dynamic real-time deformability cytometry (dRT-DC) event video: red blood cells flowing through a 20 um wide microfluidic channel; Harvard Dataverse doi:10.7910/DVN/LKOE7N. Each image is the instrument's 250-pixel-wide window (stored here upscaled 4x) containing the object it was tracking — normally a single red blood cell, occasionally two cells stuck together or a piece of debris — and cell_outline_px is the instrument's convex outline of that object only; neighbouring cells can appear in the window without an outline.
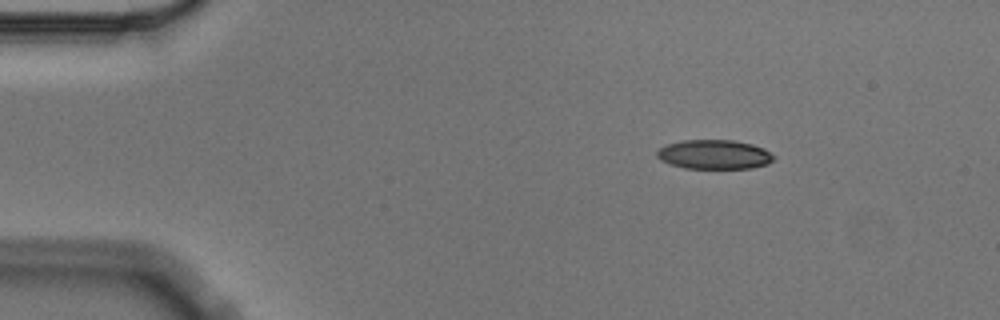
{"species": "Egyptian fruit bat (a non-hibernating species)", "species_latin": "Rousettus aegyptiacus", "temperature_condition": "cold", "stored_images_in_passage": 4, "camera_frame_rate_fps": 3000, "um_per_image_px": 0.085, "animal": {"sex": "male"}, "frame": {"image": 1, "passage_image": 1, "time_ms": 0.0, "image_size_px": [1000, 320], "cell_outline_px": [[776, 156], [768, 164], [752, 168], [684, 168], [660, 160], [656, 156], [656, 152], [660, 148], [668, 144], [680, 140], [732, 140], [752, 144], [764, 148]], "centroid_in_image_um": [60.72, 13.12], "position_along_channel_um": 24.3, "area_um2": 19.94}}
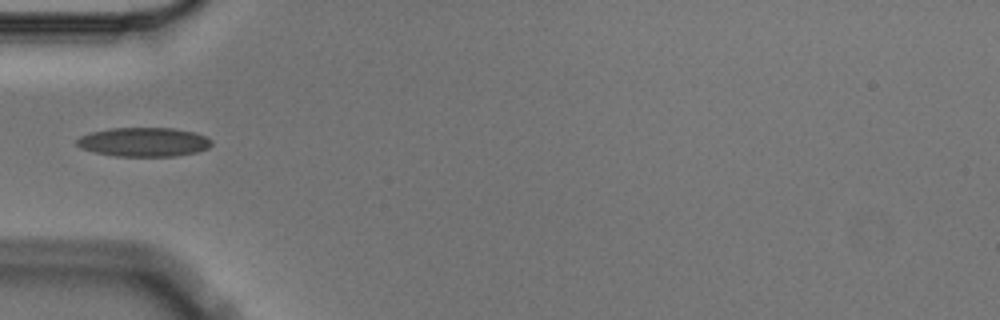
{"frame": {"image": 2, "passage_image": 4, "time_ms": 1.0, "image_size_px": [1000, 320], "cell_outline_px": [[212, 144], [208, 148], [196, 152], [176, 156], [116, 156], [96, 152], [80, 148], [76, 144], [76, 140], [80, 136], [92, 132], [112, 128], [172, 128], [196, 132], [212, 140]], "centroid_in_image_um": [12.23, 12.07], "position_along_channel_um": 72.8, "area_um2": 22.77}}